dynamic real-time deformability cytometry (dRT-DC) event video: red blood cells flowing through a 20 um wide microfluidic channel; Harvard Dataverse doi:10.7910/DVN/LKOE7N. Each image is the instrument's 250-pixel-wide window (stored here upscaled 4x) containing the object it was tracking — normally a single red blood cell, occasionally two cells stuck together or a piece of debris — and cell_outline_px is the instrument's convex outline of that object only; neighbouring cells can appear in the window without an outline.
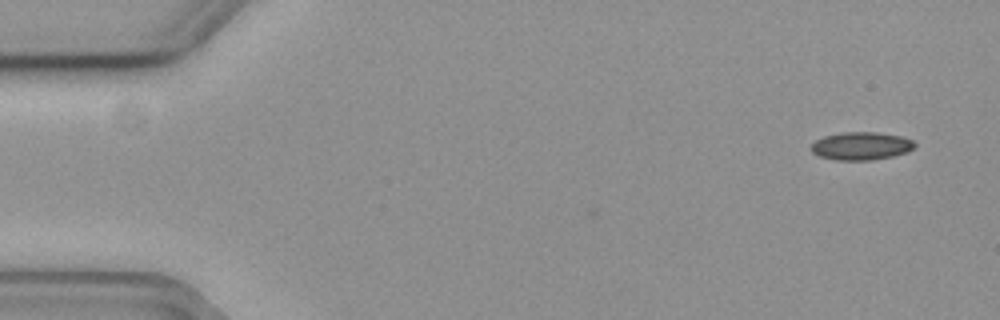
{"species": "common noctule bat (a hibernating species)", "species_latin": "Nyctalus noctula", "temperature_condition": "cold", "stored_images_in_passage": 41, "camera_frame_rate_fps": 3000, "um_per_image_px": 0.085, "animal": {"sex": "female", "body_mass_g": 19.3, "forearm_length_mm": 54.1}, "frame": {"image": 1, "passage_image": 1, "time_ms": 0.0, "image_size_px": [1000, 320], "cell_outline_px": [[916, 144], [908, 152], [892, 156], [872, 160], [836, 160], [820, 156], [812, 152], [812, 144], [816, 140], [824, 136], [844, 132], [876, 132], [900, 136], [912, 140]], "centroid_in_image_um": [73.2, 12.41], "position_along_channel_um": 11.8, "area_um2": 16.7}}
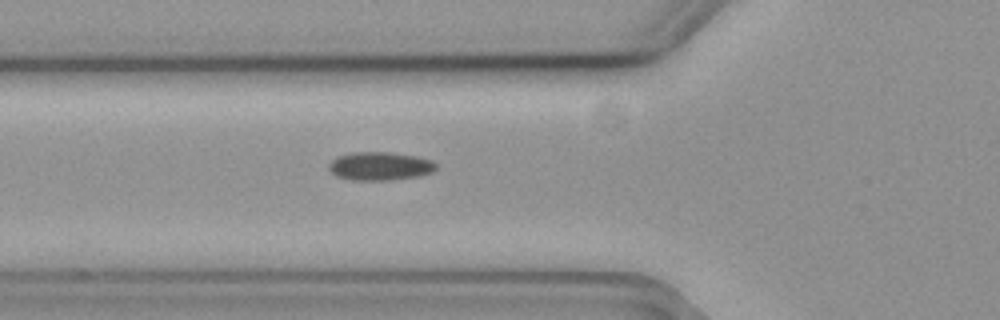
{"frame": {"image": 2, "passage_image": 18, "time_ms": 5.667, "image_size_px": [1000, 320], "cell_outline_px": [[436, 168], [432, 172], [420, 176], [392, 180], [352, 180], [336, 176], [328, 168], [328, 164], [336, 156], [352, 152], [388, 152], [416, 156], [432, 160], [436, 164]], "centroid_in_image_um": [32.28, 14.12], "position_along_channel_um": 93.5, "area_um2": 17.86}}
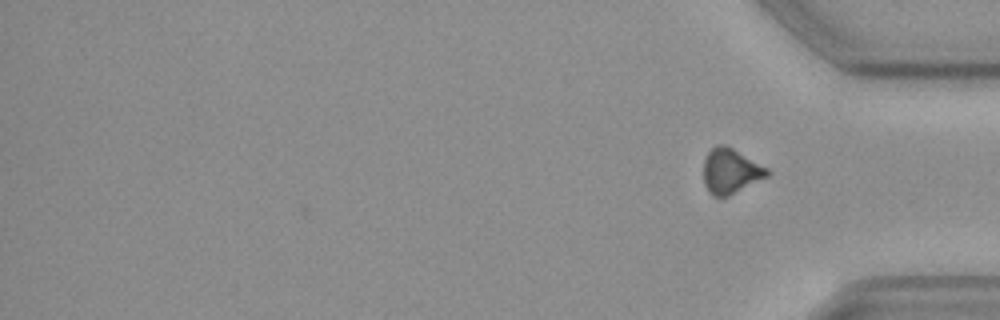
{"frame": {"image": 3, "passage_image": 41, "time_ms": 13.333, "image_size_px": [1000, 320], "cell_outline_px": [[768, 176], [728, 196], [712, 196], [708, 192], [704, 184], [704, 160], [708, 152], [716, 144], [724, 144], [732, 148], [768, 168]], "centroid_in_image_um": [62.07, 14.54], "position_along_channel_um": 373.1, "area_um2": 16.53}}